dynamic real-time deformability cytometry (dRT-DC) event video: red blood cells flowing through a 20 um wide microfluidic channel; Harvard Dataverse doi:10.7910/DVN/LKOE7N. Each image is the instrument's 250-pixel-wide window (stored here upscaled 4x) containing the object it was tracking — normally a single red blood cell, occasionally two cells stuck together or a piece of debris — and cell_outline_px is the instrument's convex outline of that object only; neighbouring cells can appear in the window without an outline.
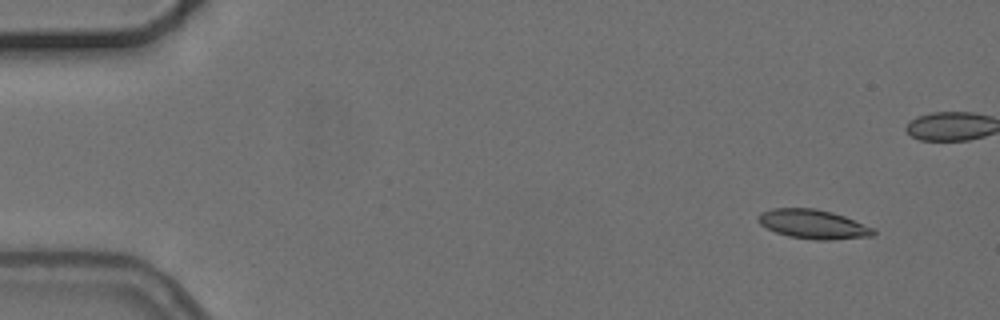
{"species": "common noctule bat (a hibernating species)", "species_latin": "Nyctalus noctula", "temperature_condition": "cold", "stored_images_in_passage": 5, "camera_frame_rate_fps": 3000, "um_per_image_px": 0.085, "animal": {"sex": "female", "body_mass_g": 24.6, "forearm_length_mm": 56.2}, "frame": {"image": 1, "passage_image": 1, "time_ms": 0.0, "image_size_px": [1000, 320], "cell_outline_px": [[876, 232], [872, 236], [832, 240], [816, 240], [788, 236], [776, 232], [760, 224], [756, 220], [756, 216], [760, 212], [772, 208], [816, 208], [832, 212], [844, 216], [876, 228]], "centroid_in_image_um": [69.12, 19.05], "position_along_channel_um": 15.9, "area_um2": 19.83}}